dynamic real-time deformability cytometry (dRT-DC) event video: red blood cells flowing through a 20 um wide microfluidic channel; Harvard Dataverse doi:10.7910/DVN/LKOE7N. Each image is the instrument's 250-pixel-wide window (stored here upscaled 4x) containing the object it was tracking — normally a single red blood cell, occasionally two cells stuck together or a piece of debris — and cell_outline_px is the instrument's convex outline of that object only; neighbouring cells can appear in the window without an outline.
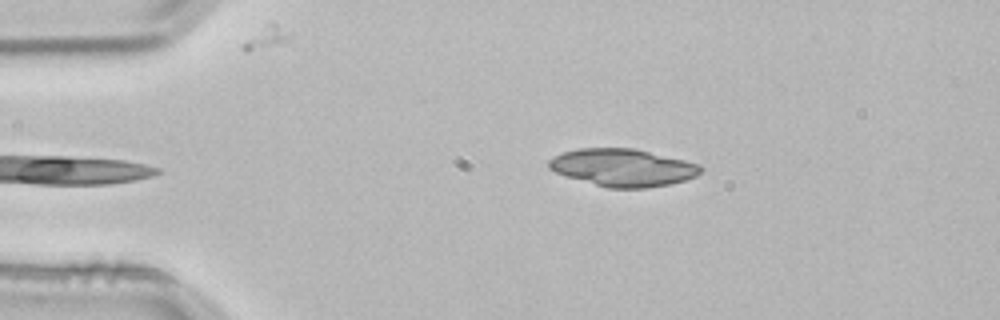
{"species": "common noctule bat (a hibernating species)", "species_latin": "Nyctalus noctula", "temperature_condition": "room temperature", "stored_images_in_passage": 2, "camera_frame_rate_fps": 3000, "um_per_image_px": 0.085, "animal": {"sex": "male", "body_mass_g": 21.5, "forearm_length_mm": 52.0}, "frame": {"image": 1, "passage_image": 2, "time_ms": 0.333, "image_size_px": [1000, 320], "cell_outline_px": [[704, 168], [696, 176], [672, 184], [644, 188], [608, 188], [568, 176], [556, 172], [548, 168], [548, 160], [552, 156], [564, 152], [580, 148], [632, 148], [684, 160], [700, 164]], "centroid_in_image_um": [52.95, 14.24], "position_along_channel_um": 32.1, "area_um2": 32.95}}